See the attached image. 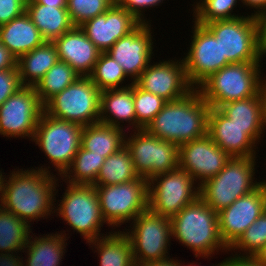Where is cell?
<instances>
[{"label": "cell", "mask_w": 266, "mask_h": 266, "mask_svg": "<svg viewBox=\"0 0 266 266\" xmlns=\"http://www.w3.org/2000/svg\"><path fill=\"white\" fill-rule=\"evenodd\" d=\"M124 121L136 130L134 82L124 88L101 91L99 122L124 129Z\"/></svg>", "instance_id": "obj_23"}, {"label": "cell", "mask_w": 266, "mask_h": 266, "mask_svg": "<svg viewBox=\"0 0 266 266\" xmlns=\"http://www.w3.org/2000/svg\"><path fill=\"white\" fill-rule=\"evenodd\" d=\"M258 27V47L261 57L266 56V9L255 15Z\"/></svg>", "instance_id": "obj_43"}, {"label": "cell", "mask_w": 266, "mask_h": 266, "mask_svg": "<svg viewBox=\"0 0 266 266\" xmlns=\"http://www.w3.org/2000/svg\"><path fill=\"white\" fill-rule=\"evenodd\" d=\"M66 231H60V233L56 232L51 234H46L43 237L42 235L34 236L32 234L29 237L27 244L25 246V250L22 252H27V259H25V263L23 262V266H60V262L63 261L64 254L66 252V240H68L66 236ZM61 234V235H60ZM32 239V240H31ZM63 257V258H62Z\"/></svg>", "instance_id": "obj_25"}, {"label": "cell", "mask_w": 266, "mask_h": 266, "mask_svg": "<svg viewBox=\"0 0 266 266\" xmlns=\"http://www.w3.org/2000/svg\"><path fill=\"white\" fill-rule=\"evenodd\" d=\"M174 60L150 63L135 83L167 102L185 97L194 88L187 80L183 59Z\"/></svg>", "instance_id": "obj_19"}, {"label": "cell", "mask_w": 266, "mask_h": 266, "mask_svg": "<svg viewBox=\"0 0 266 266\" xmlns=\"http://www.w3.org/2000/svg\"><path fill=\"white\" fill-rule=\"evenodd\" d=\"M115 3L131 13L141 23H149L150 20L145 19L144 10L161 5L163 0H115Z\"/></svg>", "instance_id": "obj_41"}, {"label": "cell", "mask_w": 266, "mask_h": 266, "mask_svg": "<svg viewBox=\"0 0 266 266\" xmlns=\"http://www.w3.org/2000/svg\"><path fill=\"white\" fill-rule=\"evenodd\" d=\"M202 0H199L198 2H195L196 3V5H195V3L192 5V6H194L193 7V9L201 2Z\"/></svg>", "instance_id": "obj_55"}, {"label": "cell", "mask_w": 266, "mask_h": 266, "mask_svg": "<svg viewBox=\"0 0 266 266\" xmlns=\"http://www.w3.org/2000/svg\"><path fill=\"white\" fill-rule=\"evenodd\" d=\"M25 12L46 41H53L74 27L66 7L47 6L26 0Z\"/></svg>", "instance_id": "obj_26"}, {"label": "cell", "mask_w": 266, "mask_h": 266, "mask_svg": "<svg viewBox=\"0 0 266 266\" xmlns=\"http://www.w3.org/2000/svg\"><path fill=\"white\" fill-rule=\"evenodd\" d=\"M105 236L87 242L96 248L100 266H136L132 253V246L127 234L123 231H110Z\"/></svg>", "instance_id": "obj_29"}, {"label": "cell", "mask_w": 266, "mask_h": 266, "mask_svg": "<svg viewBox=\"0 0 266 266\" xmlns=\"http://www.w3.org/2000/svg\"><path fill=\"white\" fill-rule=\"evenodd\" d=\"M256 158L231 157L216 176L200 185V197L218 213L253 192L261 185V182L254 181Z\"/></svg>", "instance_id": "obj_5"}, {"label": "cell", "mask_w": 266, "mask_h": 266, "mask_svg": "<svg viewBox=\"0 0 266 266\" xmlns=\"http://www.w3.org/2000/svg\"><path fill=\"white\" fill-rule=\"evenodd\" d=\"M38 4L53 7H67V0H34Z\"/></svg>", "instance_id": "obj_50"}, {"label": "cell", "mask_w": 266, "mask_h": 266, "mask_svg": "<svg viewBox=\"0 0 266 266\" xmlns=\"http://www.w3.org/2000/svg\"><path fill=\"white\" fill-rule=\"evenodd\" d=\"M130 224L131 229H127L125 233L130 240L136 266L170 258L168 256V247L172 238L170 218L160 216L148 208Z\"/></svg>", "instance_id": "obj_9"}, {"label": "cell", "mask_w": 266, "mask_h": 266, "mask_svg": "<svg viewBox=\"0 0 266 266\" xmlns=\"http://www.w3.org/2000/svg\"><path fill=\"white\" fill-rule=\"evenodd\" d=\"M166 102L162 97L141 89L134 82L136 130L145 129Z\"/></svg>", "instance_id": "obj_38"}, {"label": "cell", "mask_w": 266, "mask_h": 266, "mask_svg": "<svg viewBox=\"0 0 266 266\" xmlns=\"http://www.w3.org/2000/svg\"><path fill=\"white\" fill-rule=\"evenodd\" d=\"M101 91L89 76H79L44 104L49 116L76 123L82 127L99 122Z\"/></svg>", "instance_id": "obj_7"}, {"label": "cell", "mask_w": 266, "mask_h": 266, "mask_svg": "<svg viewBox=\"0 0 266 266\" xmlns=\"http://www.w3.org/2000/svg\"><path fill=\"white\" fill-rule=\"evenodd\" d=\"M222 266H264L255 257L230 256L222 261Z\"/></svg>", "instance_id": "obj_44"}, {"label": "cell", "mask_w": 266, "mask_h": 266, "mask_svg": "<svg viewBox=\"0 0 266 266\" xmlns=\"http://www.w3.org/2000/svg\"><path fill=\"white\" fill-rule=\"evenodd\" d=\"M241 0H202L193 9V20L199 25L218 20H230L244 15L234 14L233 10Z\"/></svg>", "instance_id": "obj_37"}, {"label": "cell", "mask_w": 266, "mask_h": 266, "mask_svg": "<svg viewBox=\"0 0 266 266\" xmlns=\"http://www.w3.org/2000/svg\"><path fill=\"white\" fill-rule=\"evenodd\" d=\"M59 60L53 41H45L17 59L20 81L23 86H35Z\"/></svg>", "instance_id": "obj_27"}, {"label": "cell", "mask_w": 266, "mask_h": 266, "mask_svg": "<svg viewBox=\"0 0 266 266\" xmlns=\"http://www.w3.org/2000/svg\"><path fill=\"white\" fill-rule=\"evenodd\" d=\"M199 196L200 186L179 167L148 180V208L160 216L171 219Z\"/></svg>", "instance_id": "obj_12"}, {"label": "cell", "mask_w": 266, "mask_h": 266, "mask_svg": "<svg viewBox=\"0 0 266 266\" xmlns=\"http://www.w3.org/2000/svg\"><path fill=\"white\" fill-rule=\"evenodd\" d=\"M192 22L194 25L190 49L182 59L187 80L196 89L210 75L230 63L221 57L220 44L215 36L204 25Z\"/></svg>", "instance_id": "obj_15"}, {"label": "cell", "mask_w": 266, "mask_h": 266, "mask_svg": "<svg viewBox=\"0 0 266 266\" xmlns=\"http://www.w3.org/2000/svg\"><path fill=\"white\" fill-rule=\"evenodd\" d=\"M219 41L221 57L232 63L262 62L255 16L218 20L204 25Z\"/></svg>", "instance_id": "obj_10"}, {"label": "cell", "mask_w": 266, "mask_h": 266, "mask_svg": "<svg viewBox=\"0 0 266 266\" xmlns=\"http://www.w3.org/2000/svg\"><path fill=\"white\" fill-rule=\"evenodd\" d=\"M230 158L208 134L179 146V168L186 171L199 186L216 176Z\"/></svg>", "instance_id": "obj_17"}, {"label": "cell", "mask_w": 266, "mask_h": 266, "mask_svg": "<svg viewBox=\"0 0 266 266\" xmlns=\"http://www.w3.org/2000/svg\"><path fill=\"white\" fill-rule=\"evenodd\" d=\"M132 131L134 133H130L131 137L125 135V145L139 177L148 181L179 167V145L155 137L145 129Z\"/></svg>", "instance_id": "obj_13"}, {"label": "cell", "mask_w": 266, "mask_h": 266, "mask_svg": "<svg viewBox=\"0 0 266 266\" xmlns=\"http://www.w3.org/2000/svg\"><path fill=\"white\" fill-rule=\"evenodd\" d=\"M35 168L14 169L9 179L3 175L1 184L0 206L29 225L31 221L34 223L55 213L56 188L59 187V179L48 170L52 166Z\"/></svg>", "instance_id": "obj_1"}, {"label": "cell", "mask_w": 266, "mask_h": 266, "mask_svg": "<svg viewBox=\"0 0 266 266\" xmlns=\"http://www.w3.org/2000/svg\"><path fill=\"white\" fill-rule=\"evenodd\" d=\"M30 227L27 222L0 206V253H20L31 236Z\"/></svg>", "instance_id": "obj_31"}, {"label": "cell", "mask_w": 266, "mask_h": 266, "mask_svg": "<svg viewBox=\"0 0 266 266\" xmlns=\"http://www.w3.org/2000/svg\"><path fill=\"white\" fill-rule=\"evenodd\" d=\"M21 87L17 66L0 71V106Z\"/></svg>", "instance_id": "obj_40"}, {"label": "cell", "mask_w": 266, "mask_h": 266, "mask_svg": "<svg viewBox=\"0 0 266 266\" xmlns=\"http://www.w3.org/2000/svg\"><path fill=\"white\" fill-rule=\"evenodd\" d=\"M140 23L131 13L114 3L105 13L79 27L101 52H107Z\"/></svg>", "instance_id": "obj_21"}, {"label": "cell", "mask_w": 266, "mask_h": 266, "mask_svg": "<svg viewBox=\"0 0 266 266\" xmlns=\"http://www.w3.org/2000/svg\"><path fill=\"white\" fill-rule=\"evenodd\" d=\"M266 244V210L253 222L228 251L236 250L232 255L255 257ZM239 250V251H237ZM243 252L242 254L240 252ZM239 252L240 254H238Z\"/></svg>", "instance_id": "obj_36"}, {"label": "cell", "mask_w": 266, "mask_h": 266, "mask_svg": "<svg viewBox=\"0 0 266 266\" xmlns=\"http://www.w3.org/2000/svg\"><path fill=\"white\" fill-rule=\"evenodd\" d=\"M241 2L246 5L248 8H254L253 16L257 15L259 12L266 9V0H241Z\"/></svg>", "instance_id": "obj_47"}, {"label": "cell", "mask_w": 266, "mask_h": 266, "mask_svg": "<svg viewBox=\"0 0 266 266\" xmlns=\"http://www.w3.org/2000/svg\"><path fill=\"white\" fill-rule=\"evenodd\" d=\"M0 41L18 59L46 40L26 12L0 26Z\"/></svg>", "instance_id": "obj_24"}, {"label": "cell", "mask_w": 266, "mask_h": 266, "mask_svg": "<svg viewBox=\"0 0 266 266\" xmlns=\"http://www.w3.org/2000/svg\"><path fill=\"white\" fill-rule=\"evenodd\" d=\"M261 182V186L265 189V191H266V180H262V181H260Z\"/></svg>", "instance_id": "obj_54"}, {"label": "cell", "mask_w": 266, "mask_h": 266, "mask_svg": "<svg viewBox=\"0 0 266 266\" xmlns=\"http://www.w3.org/2000/svg\"><path fill=\"white\" fill-rule=\"evenodd\" d=\"M126 130L102 122L85 126L81 134V147L105 158L125 145Z\"/></svg>", "instance_id": "obj_28"}, {"label": "cell", "mask_w": 266, "mask_h": 266, "mask_svg": "<svg viewBox=\"0 0 266 266\" xmlns=\"http://www.w3.org/2000/svg\"><path fill=\"white\" fill-rule=\"evenodd\" d=\"M16 66L17 58L0 41V71L15 68Z\"/></svg>", "instance_id": "obj_45"}, {"label": "cell", "mask_w": 266, "mask_h": 266, "mask_svg": "<svg viewBox=\"0 0 266 266\" xmlns=\"http://www.w3.org/2000/svg\"><path fill=\"white\" fill-rule=\"evenodd\" d=\"M22 263L23 257L17 253H0V266H23Z\"/></svg>", "instance_id": "obj_46"}, {"label": "cell", "mask_w": 266, "mask_h": 266, "mask_svg": "<svg viewBox=\"0 0 266 266\" xmlns=\"http://www.w3.org/2000/svg\"><path fill=\"white\" fill-rule=\"evenodd\" d=\"M89 77L100 91L124 88L132 84L120 86L123 81L125 83L127 76L121 65L106 52H101Z\"/></svg>", "instance_id": "obj_35"}, {"label": "cell", "mask_w": 266, "mask_h": 266, "mask_svg": "<svg viewBox=\"0 0 266 266\" xmlns=\"http://www.w3.org/2000/svg\"><path fill=\"white\" fill-rule=\"evenodd\" d=\"M84 127L42 112L32 139L54 166L58 176L70 166L81 147Z\"/></svg>", "instance_id": "obj_8"}, {"label": "cell", "mask_w": 266, "mask_h": 266, "mask_svg": "<svg viewBox=\"0 0 266 266\" xmlns=\"http://www.w3.org/2000/svg\"><path fill=\"white\" fill-rule=\"evenodd\" d=\"M255 258L264 266H266V244L265 246L258 252Z\"/></svg>", "instance_id": "obj_51"}, {"label": "cell", "mask_w": 266, "mask_h": 266, "mask_svg": "<svg viewBox=\"0 0 266 266\" xmlns=\"http://www.w3.org/2000/svg\"><path fill=\"white\" fill-rule=\"evenodd\" d=\"M209 112V104L193 89L181 99L166 102L145 130L180 146L208 134Z\"/></svg>", "instance_id": "obj_2"}, {"label": "cell", "mask_w": 266, "mask_h": 266, "mask_svg": "<svg viewBox=\"0 0 266 266\" xmlns=\"http://www.w3.org/2000/svg\"><path fill=\"white\" fill-rule=\"evenodd\" d=\"M139 176L134 168L131 154L126 145L111 154L101 166L94 186H110L126 183Z\"/></svg>", "instance_id": "obj_30"}, {"label": "cell", "mask_w": 266, "mask_h": 266, "mask_svg": "<svg viewBox=\"0 0 266 266\" xmlns=\"http://www.w3.org/2000/svg\"><path fill=\"white\" fill-rule=\"evenodd\" d=\"M2 169L0 170V195H1V184H2V178H3V174H2Z\"/></svg>", "instance_id": "obj_53"}, {"label": "cell", "mask_w": 266, "mask_h": 266, "mask_svg": "<svg viewBox=\"0 0 266 266\" xmlns=\"http://www.w3.org/2000/svg\"><path fill=\"white\" fill-rule=\"evenodd\" d=\"M60 61L68 63L80 76H89L101 51L80 27H73L53 40Z\"/></svg>", "instance_id": "obj_22"}, {"label": "cell", "mask_w": 266, "mask_h": 266, "mask_svg": "<svg viewBox=\"0 0 266 266\" xmlns=\"http://www.w3.org/2000/svg\"><path fill=\"white\" fill-rule=\"evenodd\" d=\"M197 263H195L194 264V261H193V263H189V264H187L186 266H200L199 264L198 265H196ZM185 266V265H184ZM212 266H222V262L221 263H218V264H213Z\"/></svg>", "instance_id": "obj_52"}, {"label": "cell", "mask_w": 266, "mask_h": 266, "mask_svg": "<svg viewBox=\"0 0 266 266\" xmlns=\"http://www.w3.org/2000/svg\"><path fill=\"white\" fill-rule=\"evenodd\" d=\"M151 24L140 23L133 31L116 41L106 52L117 61L127 80L135 82L141 73L151 63L153 49V36L151 35Z\"/></svg>", "instance_id": "obj_18"}, {"label": "cell", "mask_w": 266, "mask_h": 266, "mask_svg": "<svg viewBox=\"0 0 266 266\" xmlns=\"http://www.w3.org/2000/svg\"><path fill=\"white\" fill-rule=\"evenodd\" d=\"M56 215L66 221L71 229L83 236L86 243L105 234L101 227L107 224L102 216L97 190L94 185L66 184ZM59 206V207H58ZM59 213V214H58Z\"/></svg>", "instance_id": "obj_6"}, {"label": "cell", "mask_w": 266, "mask_h": 266, "mask_svg": "<svg viewBox=\"0 0 266 266\" xmlns=\"http://www.w3.org/2000/svg\"><path fill=\"white\" fill-rule=\"evenodd\" d=\"M171 227L172 239L191 249L195 258L209 259L221 250L228 253L220 236L217 212L200 196L171 218Z\"/></svg>", "instance_id": "obj_3"}, {"label": "cell", "mask_w": 266, "mask_h": 266, "mask_svg": "<svg viewBox=\"0 0 266 266\" xmlns=\"http://www.w3.org/2000/svg\"><path fill=\"white\" fill-rule=\"evenodd\" d=\"M26 0H0V26L25 12Z\"/></svg>", "instance_id": "obj_42"}, {"label": "cell", "mask_w": 266, "mask_h": 266, "mask_svg": "<svg viewBox=\"0 0 266 266\" xmlns=\"http://www.w3.org/2000/svg\"><path fill=\"white\" fill-rule=\"evenodd\" d=\"M79 76L68 63L58 60L34 86L40 102L44 105L55 94L73 84Z\"/></svg>", "instance_id": "obj_33"}, {"label": "cell", "mask_w": 266, "mask_h": 266, "mask_svg": "<svg viewBox=\"0 0 266 266\" xmlns=\"http://www.w3.org/2000/svg\"><path fill=\"white\" fill-rule=\"evenodd\" d=\"M43 111L34 86L21 87L0 106V135L32 140Z\"/></svg>", "instance_id": "obj_14"}, {"label": "cell", "mask_w": 266, "mask_h": 266, "mask_svg": "<svg viewBox=\"0 0 266 266\" xmlns=\"http://www.w3.org/2000/svg\"><path fill=\"white\" fill-rule=\"evenodd\" d=\"M261 62L232 63L210 75L196 89L212 108L258 95L266 83Z\"/></svg>", "instance_id": "obj_4"}, {"label": "cell", "mask_w": 266, "mask_h": 266, "mask_svg": "<svg viewBox=\"0 0 266 266\" xmlns=\"http://www.w3.org/2000/svg\"><path fill=\"white\" fill-rule=\"evenodd\" d=\"M262 134V127L238 126L218 108L210 107L208 135L231 157H256V143Z\"/></svg>", "instance_id": "obj_16"}, {"label": "cell", "mask_w": 266, "mask_h": 266, "mask_svg": "<svg viewBox=\"0 0 266 266\" xmlns=\"http://www.w3.org/2000/svg\"><path fill=\"white\" fill-rule=\"evenodd\" d=\"M218 109L238 126L263 127L262 91L251 98H245L223 104Z\"/></svg>", "instance_id": "obj_34"}, {"label": "cell", "mask_w": 266, "mask_h": 266, "mask_svg": "<svg viewBox=\"0 0 266 266\" xmlns=\"http://www.w3.org/2000/svg\"><path fill=\"white\" fill-rule=\"evenodd\" d=\"M95 188L102 216L114 229L132 222L148 209V181L143 177L126 183Z\"/></svg>", "instance_id": "obj_11"}, {"label": "cell", "mask_w": 266, "mask_h": 266, "mask_svg": "<svg viewBox=\"0 0 266 266\" xmlns=\"http://www.w3.org/2000/svg\"><path fill=\"white\" fill-rule=\"evenodd\" d=\"M266 78V77H265ZM262 132L266 130V83L262 88Z\"/></svg>", "instance_id": "obj_49"}, {"label": "cell", "mask_w": 266, "mask_h": 266, "mask_svg": "<svg viewBox=\"0 0 266 266\" xmlns=\"http://www.w3.org/2000/svg\"><path fill=\"white\" fill-rule=\"evenodd\" d=\"M184 264V262L182 263V261H178V259L169 258L167 260L144 263L138 266H184Z\"/></svg>", "instance_id": "obj_48"}, {"label": "cell", "mask_w": 266, "mask_h": 266, "mask_svg": "<svg viewBox=\"0 0 266 266\" xmlns=\"http://www.w3.org/2000/svg\"><path fill=\"white\" fill-rule=\"evenodd\" d=\"M104 161L103 155L92 154L80 147L70 166L59 177L70 184L93 185Z\"/></svg>", "instance_id": "obj_32"}, {"label": "cell", "mask_w": 266, "mask_h": 266, "mask_svg": "<svg viewBox=\"0 0 266 266\" xmlns=\"http://www.w3.org/2000/svg\"><path fill=\"white\" fill-rule=\"evenodd\" d=\"M266 210V191L260 185L217 213L220 236L230 248Z\"/></svg>", "instance_id": "obj_20"}, {"label": "cell", "mask_w": 266, "mask_h": 266, "mask_svg": "<svg viewBox=\"0 0 266 266\" xmlns=\"http://www.w3.org/2000/svg\"><path fill=\"white\" fill-rule=\"evenodd\" d=\"M115 0H67V11L74 27L105 13Z\"/></svg>", "instance_id": "obj_39"}]
</instances>
